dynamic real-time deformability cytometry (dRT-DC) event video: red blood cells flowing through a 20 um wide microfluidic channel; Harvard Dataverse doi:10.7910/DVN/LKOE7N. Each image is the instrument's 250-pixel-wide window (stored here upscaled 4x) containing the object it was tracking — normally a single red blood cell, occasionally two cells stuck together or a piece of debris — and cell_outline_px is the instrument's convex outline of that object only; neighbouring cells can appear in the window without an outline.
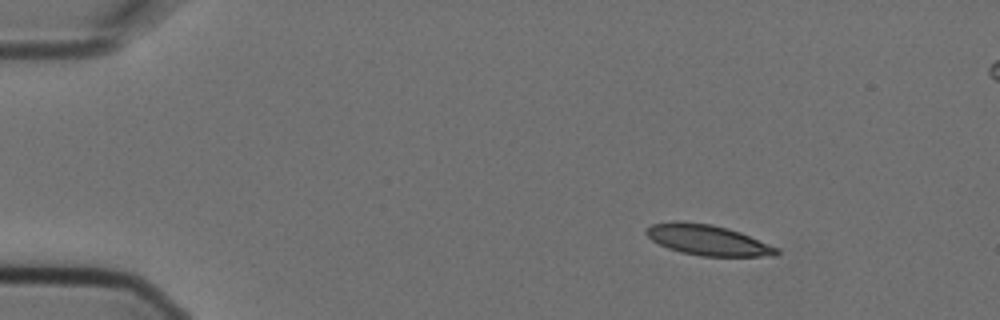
{"species": "Egyptian fruit bat (a non-hibernating species)", "species_latin": "Rousettus aegyptiacus", "temperature_condition": "cold", "stored_images_in_passage": 4, "segment_of_instrument_passage": [1, 2], "camera_frame_rate_fps": 3000, "um_per_image_px": 0.085, "animal": {"sex": "female"}, "frame": {"image": 1, "passage_image": 1, "time_ms": 0.0, "image_size_px": [1000, 320], "cell_outline_px": [[780, 252], [776, 256], [700, 256], [680, 252], [668, 248], [652, 240], [644, 232], [652, 224], [676, 220], [680, 220], [712, 224], [728, 228], [740, 232], [780, 248]], "centroid_in_image_um": [60.18, 20.4], "position_along_channel_um": 24.8, "area_um2": 23.35}}